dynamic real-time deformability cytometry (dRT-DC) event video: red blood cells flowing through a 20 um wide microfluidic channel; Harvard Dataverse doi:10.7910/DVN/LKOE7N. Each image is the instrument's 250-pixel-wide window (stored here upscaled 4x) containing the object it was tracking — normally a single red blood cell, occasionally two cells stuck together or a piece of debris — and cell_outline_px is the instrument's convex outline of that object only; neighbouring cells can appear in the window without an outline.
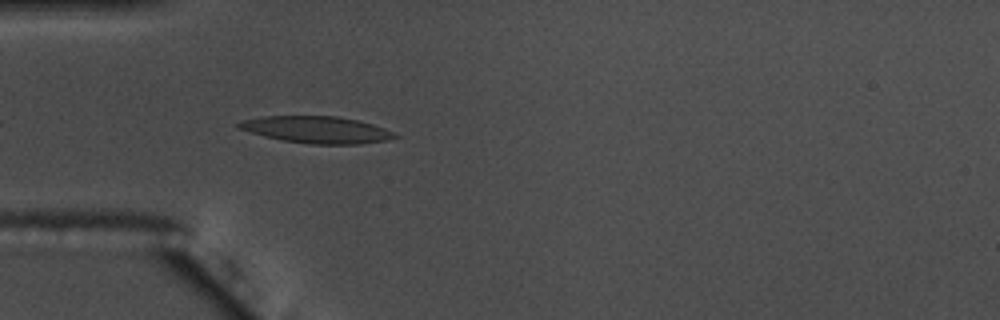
{"species": "common noctule bat (a hibernating species)", "species_latin": "Nyctalus noctula", "temperature_condition": "warm", "stored_images_in_passage": 40, "camera_frame_rate_fps": 3000, "um_per_image_px": 0.085, "animal": {"sex": "male", "body_mass_g": 17.5, "forearm_length_mm": 52.3}, "frame": {"image": 1, "passage_image": 1, "time_ms": 0.0, "image_size_px": [1000, 320], "cell_outline_px": [[400, 136], [388, 140], [360, 144], [312, 144], [280, 140], [264, 136], [236, 128], [236, 124], [244, 120], [260, 116], [336, 116], [356, 120], [372, 124], [396, 132]], "centroid_in_image_um": [26.92, 11.03], "position_along_channel_um": 58.1, "area_um2": 24.51}, "authors_computed_cell_mechanics": {"area_um2": 23.7269, "velocity_mm_per_s": 3.6373, "shape_relaxation_time_tau1_ms": null, "shape_relaxation_time_tau2_ms": 2.746, "deformation_change_tau1": null, "deformation_change_tau2": 0.111}}